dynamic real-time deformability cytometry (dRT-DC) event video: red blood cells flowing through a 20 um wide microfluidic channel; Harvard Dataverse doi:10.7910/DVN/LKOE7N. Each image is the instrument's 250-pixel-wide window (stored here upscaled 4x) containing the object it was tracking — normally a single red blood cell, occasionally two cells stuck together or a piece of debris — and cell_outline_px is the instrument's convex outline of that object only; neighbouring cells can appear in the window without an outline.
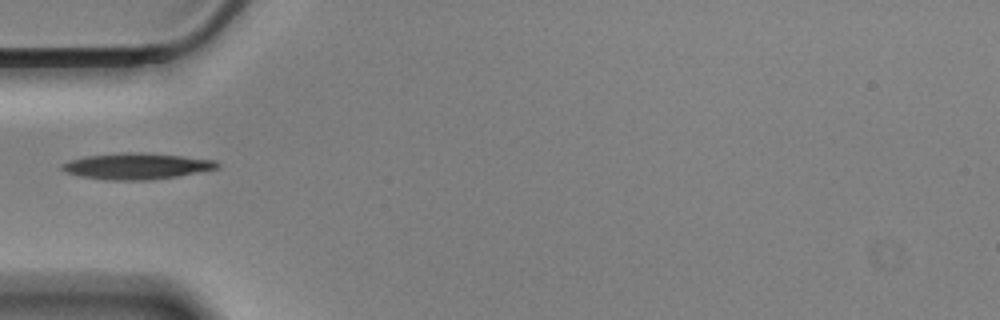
{"species": "Egyptian fruit bat (a non-hibernating species)", "species_latin": "Rousettus aegyptiacus", "temperature_condition": "cold", "stored_images_in_passage": 40, "camera_frame_rate_fps": 3000, "um_per_image_px": 0.085, "animal": {"sex": "male"}, "frame": {"image": 1, "passage_image": 1, "time_ms": 0.0, "image_size_px": [1000, 320], "cell_outline_px": [[220, 168], [176, 176], [148, 180], [112, 180], [80, 176], [68, 172], [60, 168], [60, 164], [68, 160], [84, 156], [128, 152], [140, 152], [184, 156], [216, 160], [220, 164]], "centroid_in_image_um": [11.62, 14.11], "position_along_channel_um": 73.4, "area_um2": 23.64}}
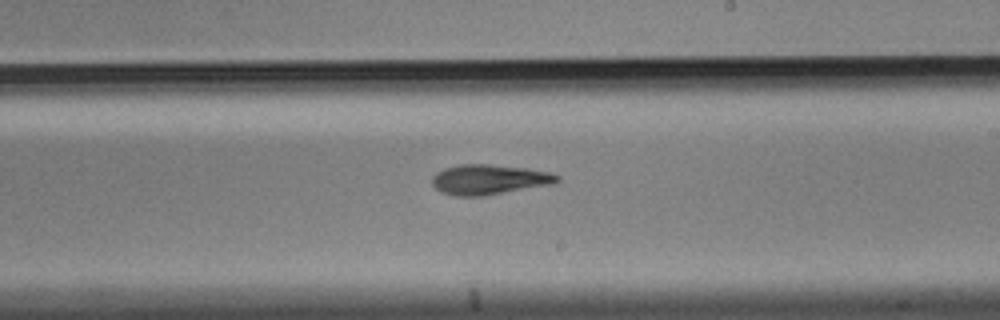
{"frame": {"image": 2, "passage_image": 16, "time_ms": 5.0, "image_size_px": [1000, 320], "cell_outline_px": [[560, 180], [556, 184], [484, 196], [456, 196], [440, 192], [432, 184], [432, 176], [436, 172], [444, 168], [460, 164], [488, 164], [528, 168], [552, 172], [560, 176]], "centroid_in_image_um": [41.62, 15.26], "position_along_channel_um": 247.4, "area_um2": 22.31}}
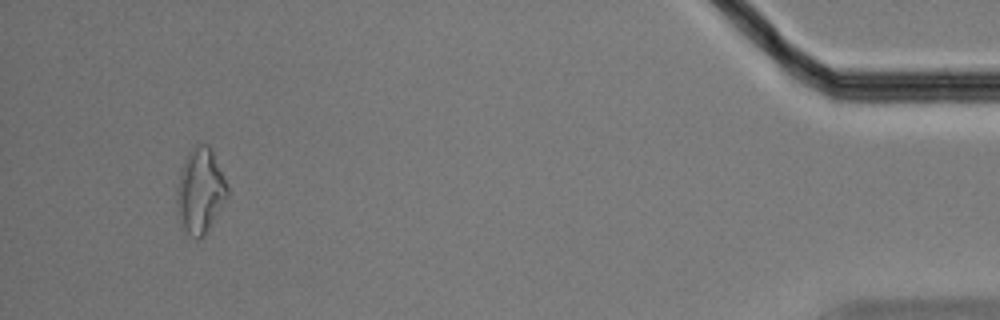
{"frame": {"image": 3, "passage_image": 37, "time_ms": 12.0, "image_size_px": [1000, 320], "cell_outline_px": [[228, 196], [204, 236], [200, 240], [196, 240], [180, 228], [176, 204], [176, 188], [180, 168], [188, 152], [196, 144], [208, 144], [212, 148], [228, 184]], "centroid_in_image_um": [17.0, 16.23], "position_along_channel_um": 418.2, "area_um2": 25.72}}